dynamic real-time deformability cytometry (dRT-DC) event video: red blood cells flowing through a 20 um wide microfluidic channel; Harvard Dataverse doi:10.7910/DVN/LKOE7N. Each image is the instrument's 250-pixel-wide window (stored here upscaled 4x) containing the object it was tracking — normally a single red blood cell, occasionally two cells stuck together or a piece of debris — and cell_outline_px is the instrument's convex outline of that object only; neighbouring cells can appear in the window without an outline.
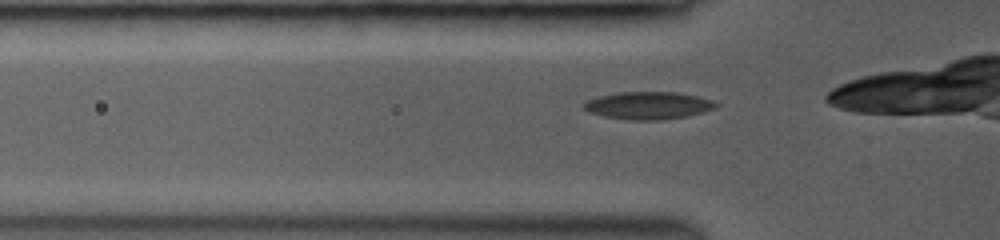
{"species": "common noctule bat (a hibernating species)", "species_latin": "Nyctalus noctula", "temperature_condition": "room temperature", "stored_images_in_passage": 7, "camera_frame_rate_fps": 3500, "um_per_image_px": 0.085, "animal": {"sex": "female", "body_mass_g": 19.0, "forearm_length_mm": 53.3}, "frame": {"image": 1, "passage_image": 2, "time_ms": 0.286, "image_size_px": [1000, 240], "cell_outline_px": [[720, 104], [716, 108], [684, 116], [660, 120], [632, 120], [604, 116], [588, 112], [584, 108], [584, 104], [588, 100], [600, 96], [620, 92], [676, 92], [696, 96], [712, 100]], "centroid_in_image_um": [55.11, 8.96], "position_along_channel_um": 70.7, "area_um2": 20.87}}
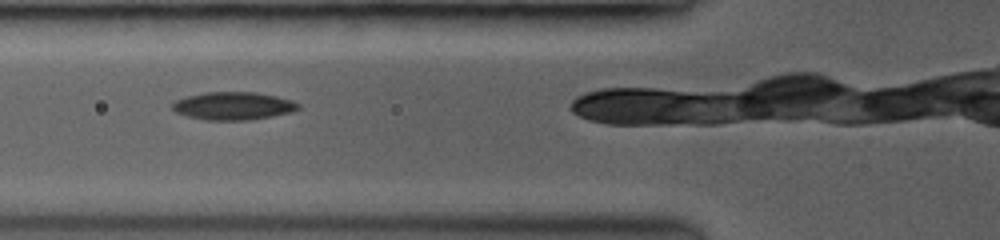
{"frame": {"image": 2, "passage_image": 5, "time_ms": 1.143, "image_size_px": [1000, 240], "cell_outline_px": [[300, 108], [288, 112], [272, 116], [248, 120], [208, 120], [188, 116], [176, 112], [172, 108], [172, 104], [176, 100], [188, 96], [208, 92], [252, 92], [272, 96], [288, 100], [300, 104]], "centroid_in_image_um": [19.78, 9.01], "position_along_channel_um": 106.0, "area_um2": 19.94}}